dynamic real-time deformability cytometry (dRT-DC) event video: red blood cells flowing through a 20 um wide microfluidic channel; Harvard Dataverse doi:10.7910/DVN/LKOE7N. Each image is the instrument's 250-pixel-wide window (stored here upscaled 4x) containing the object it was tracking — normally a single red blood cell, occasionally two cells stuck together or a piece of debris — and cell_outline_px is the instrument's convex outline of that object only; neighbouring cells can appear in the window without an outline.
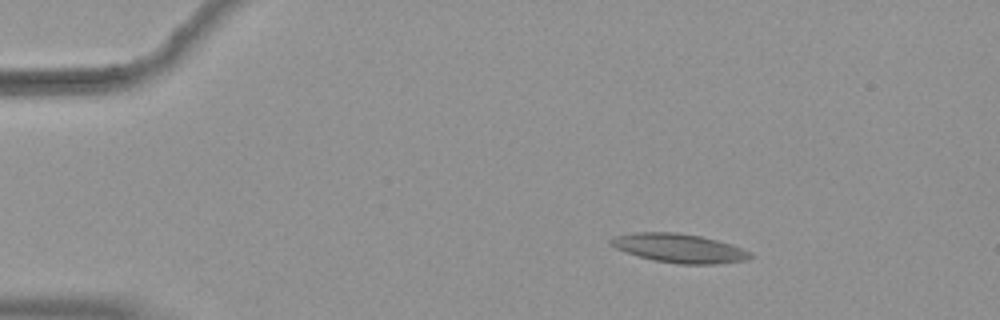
{"species": "common noctule bat (a hibernating species)", "species_latin": "Nyctalus noctula", "temperature_condition": "warm", "stored_images_in_passage": 47, "camera_frame_rate_fps": 3000, "um_per_image_px": 0.085, "animal": {"sex": "female", "body_mass_g": 19.9}, "frame": {"image": 1, "passage_image": 1, "time_ms": 0.0, "image_size_px": [1000, 320], "cell_outline_px": [[752, 256], [748, 260], [716, 264], [680, 264], [652, 260], [616, 248], [608, 244], [608, 240], [612, 236], [636, 232], [676, 232], [700, 236], [732, 244], [752, 252]], "centroid_in_image_um": [57.73, 21.09], "position_along_channel_um": 27.3, "area_um2": 23.58}}
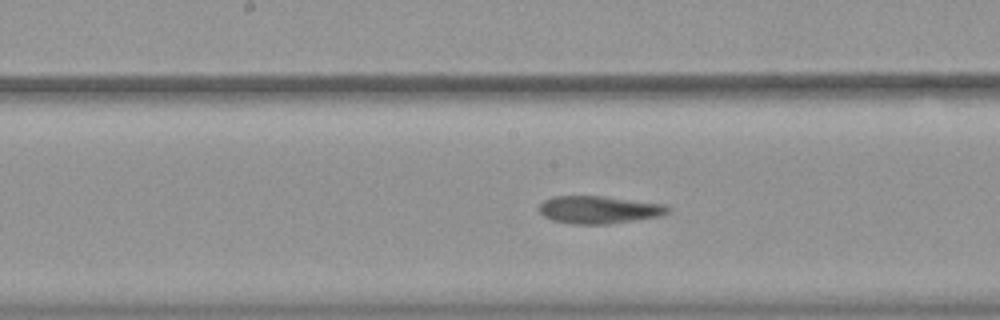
{"frame": {"image": 2, "passage_image": 21, "time_ms": 6.667, "image_size_px": [1000, 320], "cell_outline_px": [[668, 212], [660, 216], [636, 220], [608, 224], [572, 224], [552, 220], [544, 216], [540, 212], [540, 204], [544, 200], [552, 196], [604, 196], [664, 204], [668, 208]], "centroid_in_image_um": [50.89, 17.83], "position_along_channel_um": 197.3, "area_um2": 20.63}}
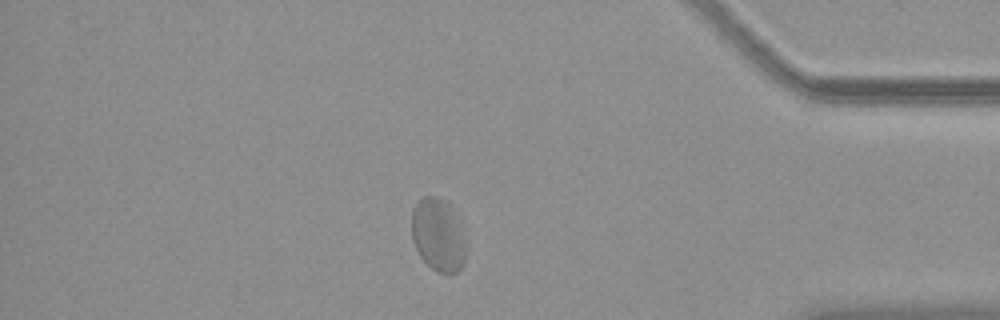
{"frame": {"image": 3, "passage_image": 40, "time_ms": 13.0, "image_size_px": [1000, 320], "cell_outline_px": [[468, 248], [464, 260], [460, 268], [456, 272], [436, 272], [420, 256], [412, 240], [412, 212], [416, 204], [424, 196], [436, 196], [452, 204]], "centroid_in_image_um": [37.26, 19.95], "position_along_channel_um": 397.9, "area_um2": 23.12}, "authors_computed_cell_mechanics": {"area_um2": 22.3108, "velocity_mm_per_s": 3.6202, "shape_relaxation_time_tau1_ms": null, "shape_relaxation_time_tau2_ms": 1.8741, "deformation_change_tau1": null, "deformation_change_tau2": 0.0731}}